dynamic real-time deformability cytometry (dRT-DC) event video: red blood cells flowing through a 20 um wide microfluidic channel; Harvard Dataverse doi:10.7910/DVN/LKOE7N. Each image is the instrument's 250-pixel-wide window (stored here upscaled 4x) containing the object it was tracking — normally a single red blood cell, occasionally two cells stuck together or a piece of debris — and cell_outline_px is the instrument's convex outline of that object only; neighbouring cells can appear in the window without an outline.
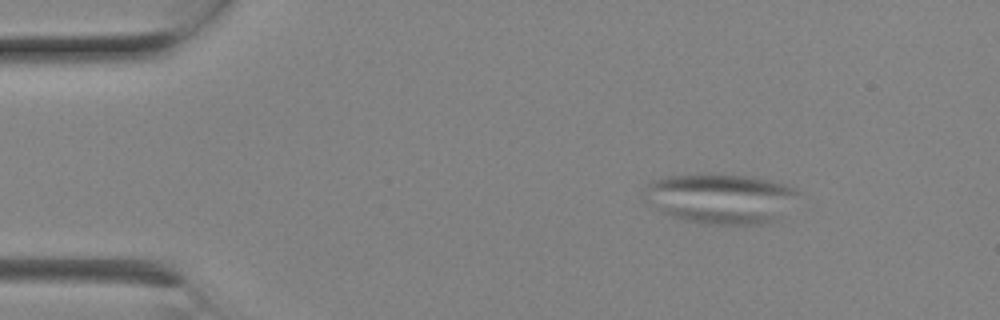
{"species": "Egyptian fruit bat (a non-hibernating species)", "species_latin": "Rousettus aegyptiacus", "temperature_condition": "room temperature", "stored_images_in_passage": 6, "camera_frame_rate_fps": 3000, "um_per_image_px": 0.085, "animal": {"sex": "female"}, "frame": {"image": 1, "passage_image": 3, "time_ms": 0.667, "image_size_px": [1000, 320], "cell_outline_px": [[800, 192], [780, 220], [768, 224], [708, 224], [684, 220], [672, 216], [664, 212], [644, 200], [644, 188], [652, 180], [668, 176], [712, 172], [752, 176], [784, 184], [796, 188]], "centroid_in_image_um": [61.28, 16.85], "position_along_channel_um": 23.7, "area_um2": 45.6}}
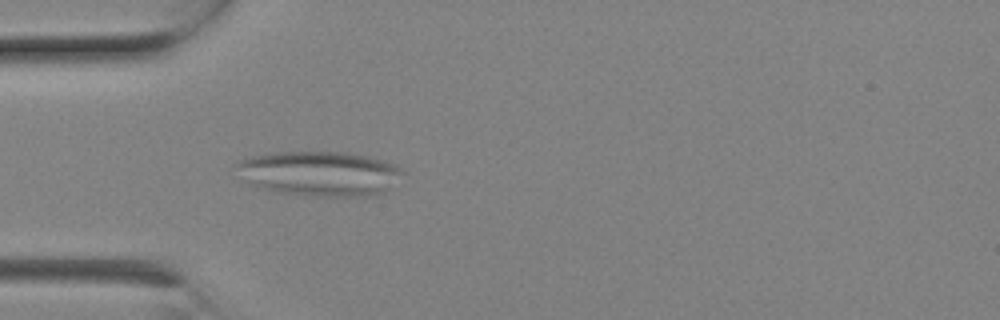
{"frame": {"image": 2, "passage_image": 6, "time_ms": 1.667, "image_size_px": [1000, 320], "cell_outline_px": [[404, 172], [384, 192], [376, 196], [300, 196], [280, 192], [248, 184], [244, 180], [236, 164], [240, 160], [252, 156], [272, 152], [348, 152], [368, 156], [384, 160], [396, 164]], "centroid_in_image_um": [27.18, 14.75], "position_along_channel_um": 57.8, "area_um2": 43.47}}